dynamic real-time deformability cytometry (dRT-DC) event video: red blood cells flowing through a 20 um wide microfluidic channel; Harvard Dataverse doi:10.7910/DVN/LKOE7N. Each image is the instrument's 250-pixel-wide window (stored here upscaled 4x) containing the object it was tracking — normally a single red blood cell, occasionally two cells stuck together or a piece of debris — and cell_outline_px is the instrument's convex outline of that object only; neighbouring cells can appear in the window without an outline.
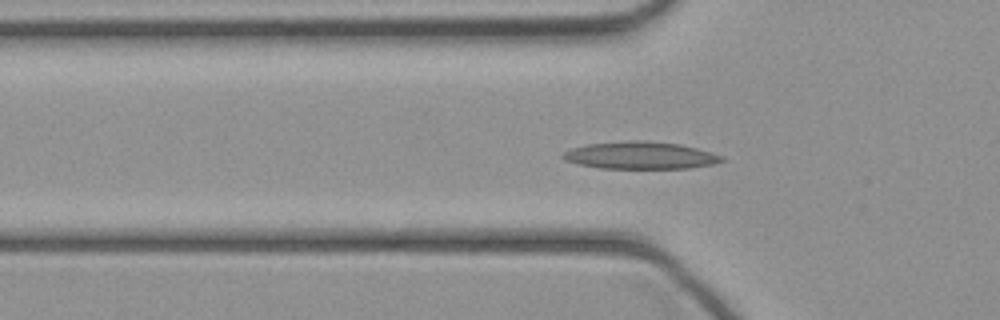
{"species": "common noctule bat (a hibernating species)", "species_latin": "Nyctalus noctula", "temperature_condition": "cold", "stored_images_in_passage": 46, "camera_frame_rate_fps": 3000, "um_per_image_px": 0.085, "animal": {"sex": "female", "body_mass_g": 21.9}, "frame": {"image": 1, "passage_image": 15, "time_ms": 4.667, "image_size_px": [1000, 320], "cell_outline_px": [[724, 160], [712, 164], [692, 168], [600, 168], [580, 164], [564, 160], [560, 156], [564, 152], [572, 148], [588, 144], [632, 140], [644, 140], [680, 144], [712, 152], [720, 156]], "centroid_in_image_um": [54.41, 13.2], "position_along_channel_um": 71.4, "area_um2": 25.09}}
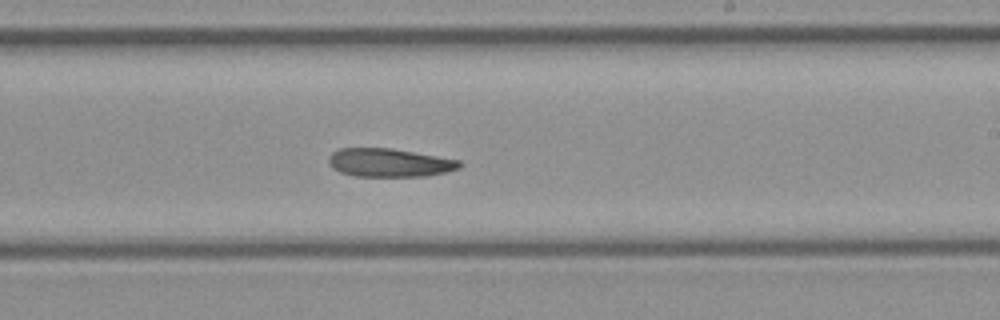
{"frame": {"image": 2, "passage_image": 27, "time_ms": 8.667, "image_size_px": [1000, 320], "cell_outline_px": [[464, 164], [460, 168], [428, 176], [356, 176], [340, 172], [332, 168], [328, 164], [328, 156], [332, 152], [340, 148], [392, 148], [460, 160]], "centroid_in_image_um": [33.09, 13.82], "position_along_channel_um": 255.9, "area_um2": 21.79}}
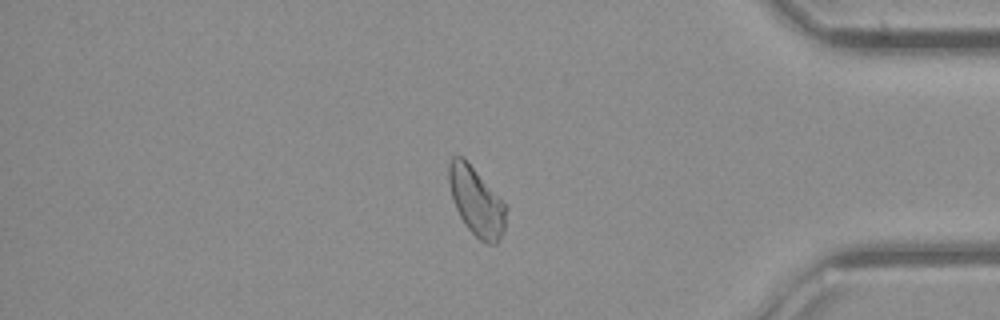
{"frame": {"image": 3, "passage_image": 38, "time_ms": 12.333, "image_size_px": [1000, 320], "cell_outline_px": [[508, 208], [504, 232], [496, 244], [488, 244], [480, 240], [468, 228], [460, 216], [456, 208], [448, 184], [448, 164], [452, 156], [464, 156]], "centroid_in_image_um": [40.49, 17.11], "position_along_channel_um": 394.7, "area_um2": 22.77}}